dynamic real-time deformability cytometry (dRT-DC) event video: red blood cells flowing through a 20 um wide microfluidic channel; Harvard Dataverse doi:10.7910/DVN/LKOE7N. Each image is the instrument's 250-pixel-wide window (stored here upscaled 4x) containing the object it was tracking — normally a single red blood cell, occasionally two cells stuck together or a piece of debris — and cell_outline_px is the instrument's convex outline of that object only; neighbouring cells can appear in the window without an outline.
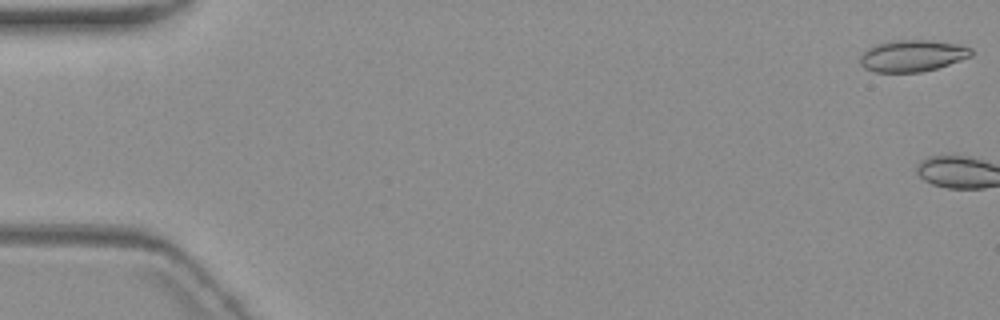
{"species": "common noctule bat (a hibernating species)", "species_latin": "Nyctalus noctula", "temperature_condition": "warm", "stored_images_in_passage": 7, "camera_frame_rate_fps": 3000, "um_per_image_px": 0.085, "animal": {"sex": "female", "body_mass_g": 19.3, "forearm_length_mm": 54.1}, "frame": {"image": 1, "passage_image": 1, "time_ms": 0.0, "image_size_px": [1000, 320], "cell_outline_px": [[972, 56], [936, 68], [920, 72], [876, 72], [864, 68], [860, 64], [860, 56], [868, 48], [876, 44], [888, 40], [932, 40], [964, 44], [972, 48]], "centroid_in_image_um": [77.57, 4.72], "position_along_channel_um": 7.4, "area_um2": 20.69}}
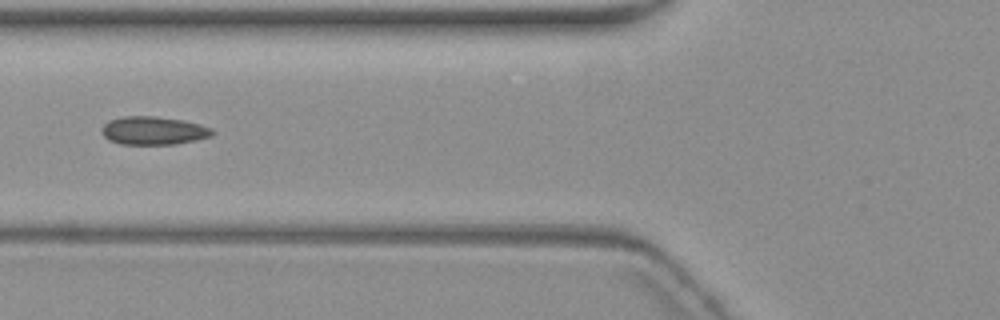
{"frame": {"image": 2, "passage_image": 6, "time_ms": 8.0, "image_size_px": [1000, 320], "cell_outline_px": [[216, 132], [212, 136], [196, 140], [176, 144], [120, 144], [108, 140], [100, 132], [100, 128], [108, 120], [124, 116], [156, 116], [184, 120], [200, 124], [212, 128]], "centroid_in_image_um": [13.04, 11.1], "position_along_channel_um": 112.8, "area_um2": 18.5}}
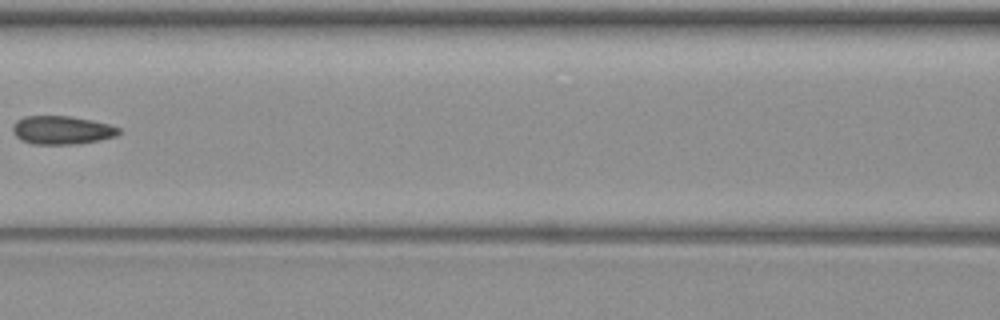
{"frame": {"image": 3, "passage_image": 7, "time_ms": 9.333, "image_size_px": [1000, 320], "cell_outline_px": [[124, 132], [116, 136], [100, 140], [80, 144], [32, 144], [20, 140], [12, 132], [12, 124], [16, 120], [24, 116], [68, 116], [92, 120], [108, 124], [120, 128]], "centroid_in_image_um": [5.26, 11.06], "position_along_channel_um": 161.3, "area_um2": 17.86}}